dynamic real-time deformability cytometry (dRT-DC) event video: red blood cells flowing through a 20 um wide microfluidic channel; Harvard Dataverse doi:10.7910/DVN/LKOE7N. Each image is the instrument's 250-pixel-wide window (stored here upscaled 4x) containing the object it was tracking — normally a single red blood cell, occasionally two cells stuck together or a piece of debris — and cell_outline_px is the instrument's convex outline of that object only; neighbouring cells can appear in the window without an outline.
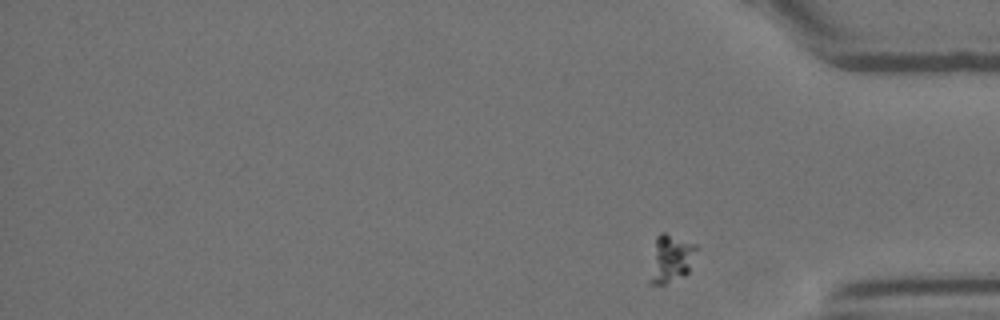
{"species": "Egyptian fruit bat (a non-hibernating species)", "species_latin": "Rousettus aegyptiacus", "temperature_condition": "room temperature", "stored_images_in_passage": 16, "segment_of_instrument_passage": [2, 2], "camera_frame_rate_fps": 3000, "um_per_image_px": 0.085, "animal": {"sex": "female"}, "frame": {"image": 1, "passage_image": 16, "time_ms": 5.0, "image_size_px": [1000, 320], "cell_outline_px": [[696, 248], [688, 272], [684, 276], [664, 284], [648, 284], [648, 280], [656, 236], [660, 232], [664, 232], [696, 244]], "centroid_in_image_um": [56.98, 21.99], "position_along_channel_um": 378.2, "area_um2": 12.83}}